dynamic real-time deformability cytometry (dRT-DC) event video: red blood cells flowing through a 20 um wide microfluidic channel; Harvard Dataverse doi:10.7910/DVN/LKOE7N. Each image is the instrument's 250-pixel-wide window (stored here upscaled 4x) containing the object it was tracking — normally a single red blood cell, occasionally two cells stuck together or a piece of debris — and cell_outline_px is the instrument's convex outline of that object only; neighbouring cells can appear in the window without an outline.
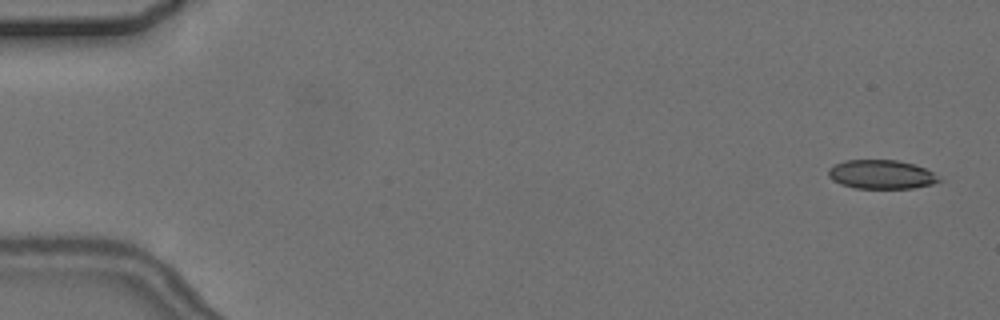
{"species": "common noctule bat (a hibernating species)", "species_latin": "Nyctalus noctula", "temperature_condition": "cold", "stored_images_in_passage": 5, "segment_of_instrument_passage": [1, 2], "camera_frame_rate_fps": 3000, "um_per_image_px": 0.085, "animal": {"sex": "female", "body_mass_g": 24.6, "forearm_length_mm": 56.2}, "frame": {"image": 1, "passage_image": 1, "time_ms": 0.0, "image_size_px": [1000, 320], "cell_outline_px": [[944, 180], [932, 184], [912, 188], [856, 188], [840, 184], [832, 180], [828, 176], [828, 168], [844, 160], [896, 160], [916, 164], [932, 172]], "centroid_in_image_um": [74.91, 14.82], "position_along_channel_um": 10.1, "area_um2": 18.73}}